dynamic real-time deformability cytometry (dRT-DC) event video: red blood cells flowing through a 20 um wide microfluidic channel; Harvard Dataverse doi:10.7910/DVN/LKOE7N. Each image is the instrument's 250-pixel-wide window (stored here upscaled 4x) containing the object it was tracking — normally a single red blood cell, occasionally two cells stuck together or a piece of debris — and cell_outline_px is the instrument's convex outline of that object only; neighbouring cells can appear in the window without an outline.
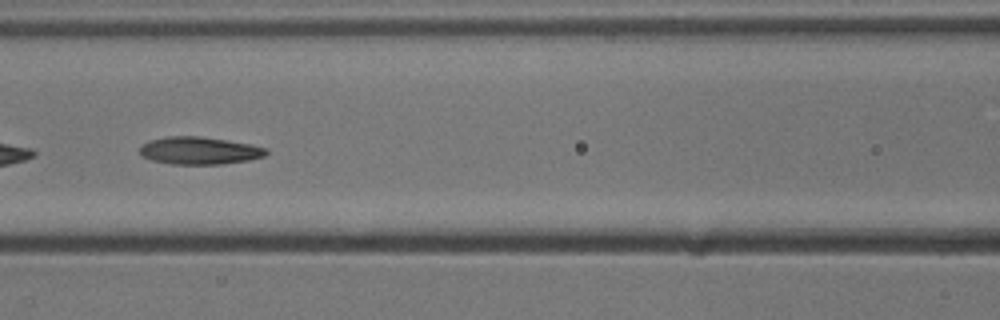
{"species": "common noctule bat (a hibernating species)", "species_latin": "Nyctalus noctula", "temperature_condition": "cold", "stored_images_in_passage": 38, "camera_frame_rate_fps": 3000, "um_per_image_px": 0.085, "animal": {"sex": "male", "body_mass_g": 13.3}, "frame": {"image": 1, "passage_image": 12, "time_ms": 3.667, "image_size_px": [1000, 320], "cell_outline_px": [[268, 152], [264, 156], [248, 160], [220, 164], [172, 164], [152, 160], [140, 156], [140, 144], [152, 140], [168, 136], [200, 136], [228, 140], [252, 144], [264, 148]], "centroid_in_image_um": [16.92, 12.8], "position_along_channel_um": 149.7, "area_um2": 20.23}, "authors_computed_cell_mechanics": {"area_um2": 20.0277, "velocity_mm_per_s": 3.8527, "shape_relaxation_time_tau1_ms": 10.0986, "shape_relaxation_time_tau2_ms": 4.4118, "deformation_change_tau1": 0.2134, "deformation_change_tau2": 0.1269}}